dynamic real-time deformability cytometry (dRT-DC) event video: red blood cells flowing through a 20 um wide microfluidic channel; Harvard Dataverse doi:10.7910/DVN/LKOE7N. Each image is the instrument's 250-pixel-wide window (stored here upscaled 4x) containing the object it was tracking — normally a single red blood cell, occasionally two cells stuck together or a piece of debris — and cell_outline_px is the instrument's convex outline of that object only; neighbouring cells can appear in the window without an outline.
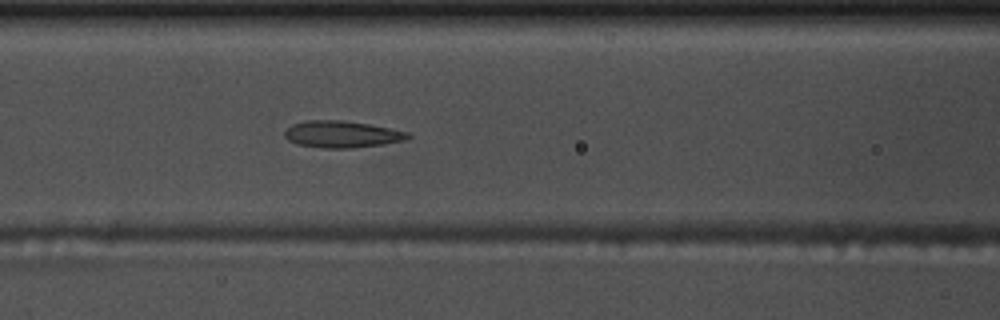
{"species": "common noctule bat (a hibernating species)", "species_latin": "Nyctalus noctula", "temperature_condition": "warm", "stored_images_in_passage": 44, "camera_frame_rate_fps": 3000, "um_per_image_px": 0.085, "animal": {"sex": "male", "body_mass_g": 17.5, "forearm_length_mm": 52.3}, "frame": {"image": 1, "passage_image": 11, "time_ms": 3.333, "image_size_px": [1000, 320], "cell_outline_px": [[412, 136], [404, 140], [384, 144], [352, 148], [324, 148], [296, 144], [288, 140], [284, 136], [284, 132], [292, 124], [304, 120], [340, 120], [368, 124], [408, 132]], "centroid_in_image_um": [29.03, 11.41], "position_along_channel_um": 137.6, "area_um2": 19.19}}
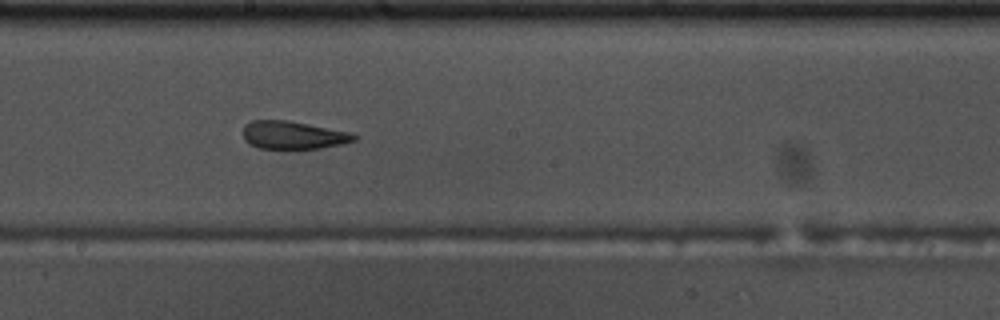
{"frame": {"image": 2, "passage_image": 18, "time_ms": 5.667, "image_size_px": [1000, 320], "cell_outline_px": [[360, 136], [356, 140], [344, 144], [320, 148], [260, 148], [244, 140], [244, 124], [252, 120], [288, 120], [348, 132]], "centroid_in_image_um": [24.94, 11.48], "position_along_channel_um": 223.3, "area_um2": 17.92}}
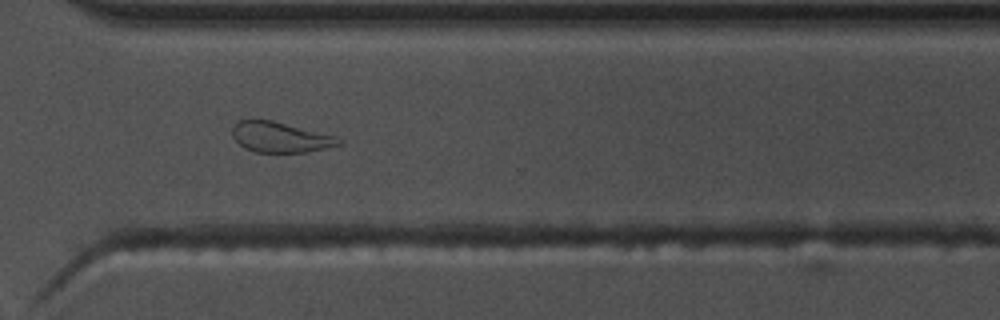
{"frame": {"image": 3, "passage_image": 28, "time_ms": 9.0, "image_size_px": [1000, 320], "cell_outline_px": [[344, 144], [308, 152], [256, 152], [244, 148], [232, 136], [232, 128], [240, 120], [252, 116], [272, 120], [336, 136], [344, 140]], "centroid_in_image_um": [23.82, 11.63], "position_along_channel_um": 346.8, "area_um2": 19.31}, "authors_computed_cell_mechanics": {"area_um2": 19.9699, "velocity_mm_per_s": 3.6971, "shape_relaxation_time_tau1_ms": null, "shape_relaxation_time_tau2_ms": 2.3515, "deformation_change_tau1": null, "deformation_change_tau2": 0.1163}}